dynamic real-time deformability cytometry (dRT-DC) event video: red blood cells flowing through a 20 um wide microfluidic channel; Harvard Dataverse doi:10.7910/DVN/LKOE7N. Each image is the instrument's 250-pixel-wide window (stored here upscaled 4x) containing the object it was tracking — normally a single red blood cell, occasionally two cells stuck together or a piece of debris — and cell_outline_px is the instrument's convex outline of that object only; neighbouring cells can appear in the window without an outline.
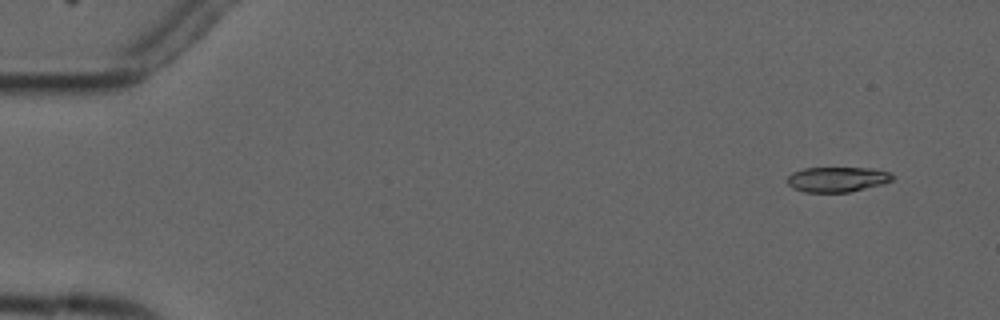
{"species": "common noctule bat (a hibernating species)", "species_latin": "Nyctalus noctula", "temperature_condition": "cold", "stored_images_in_passage": 7, "camera_frame_rate_fps": 3000, "um_per_image_px": 0.085, "animal": {"sex": "male", "forearm_length_mm": 52.5}, "frame": {"image": 1, "passage_image": 1, "time_ms": 0.0, "image_size_px": [1000, 320], "cell_outline_px": [[896, 176], [892, 180], [884, 184], [848, 192], [804, 192], [792, 188], [788, 184], [788, 176], [792, 172], [804, 168], [872, 168], [892, 172]], "centroid_in_image_um": [71.21, 15.24], "position_along_channel_um": 13.8, "area_um2": 15.55}}
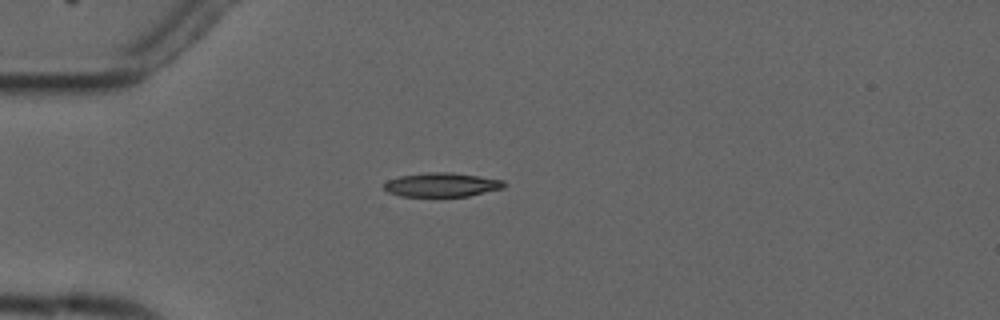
{"frame": {"image": 2, "passage_image": 4, "time_ms": 3.667, "image_size_px": [1000, 320], "cell_outline_px": [[508, 184], [504, 188], [468, 196], [400, 196], [388, 192], [384, 188], [384, 184], [388, 180], [400, 176], [428, 172], [452, 172], [480, 176], [504, 180]], "centroid_in_image_um": [37.6, 15.7], "position_along_channel_um": 47.4, "area_um2": 16.88}}
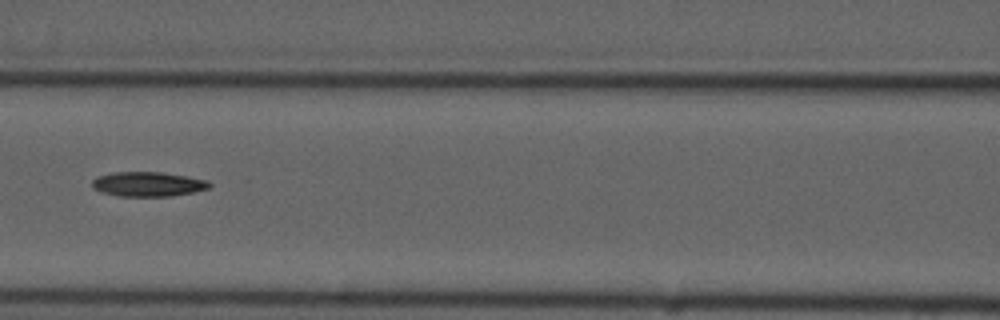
{"frame": {"image": 3, "passage_image": 7, "time_ms": 7.0, "image_size_px": [1000, 320], "cell_outline_px": [[212, 188], [172, 196], [120, 196], [100, 192], [92, 188], [92, 180], [96, 176], [112, 172], [160, 172], [188, 176], [208, 180], [212, 184]], "centroid_in_image_um": [12.58, 15.65], "position_along_channel_um": 154.0, "area_um2": 17.05}}